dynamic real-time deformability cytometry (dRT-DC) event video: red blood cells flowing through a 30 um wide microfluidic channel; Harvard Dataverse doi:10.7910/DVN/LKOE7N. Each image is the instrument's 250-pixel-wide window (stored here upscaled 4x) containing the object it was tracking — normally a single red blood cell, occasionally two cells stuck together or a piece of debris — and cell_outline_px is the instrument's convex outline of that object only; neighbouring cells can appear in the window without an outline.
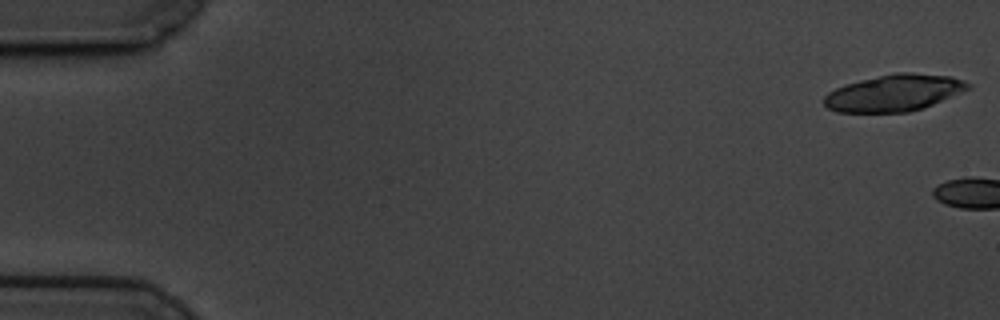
{"species": "common noctule bat (a hibernating species)", "species_latin": "Nyctalus noctula", "temperature_condition": "cold", "stored_images_in_passage": 4, "camera_frame_rate_fps": 3000, "um_per_image_px": 0.085, "animal": {"sex": "male", "body_mass_g": 19.5, "forearm_length_mm": 54.6}, "frame": {"image": 1, "passage_image": 1, "time_ms": 0.0, "image_size_px": [1000, 320], "cell_outline_px": [[972, 88], [924, 108], [908, 112], [836, 112], [828, 108], [824, 104], [824, 96], [828, 92], [844, 84], [860, 80], [896, 72], [912, 72], [948, 76], [964, 80], [972, 84]], "centroid_in_image_um": [76.02, 7.89], "position_along_channel_um": 9.0, "area_um2": 30.92}}